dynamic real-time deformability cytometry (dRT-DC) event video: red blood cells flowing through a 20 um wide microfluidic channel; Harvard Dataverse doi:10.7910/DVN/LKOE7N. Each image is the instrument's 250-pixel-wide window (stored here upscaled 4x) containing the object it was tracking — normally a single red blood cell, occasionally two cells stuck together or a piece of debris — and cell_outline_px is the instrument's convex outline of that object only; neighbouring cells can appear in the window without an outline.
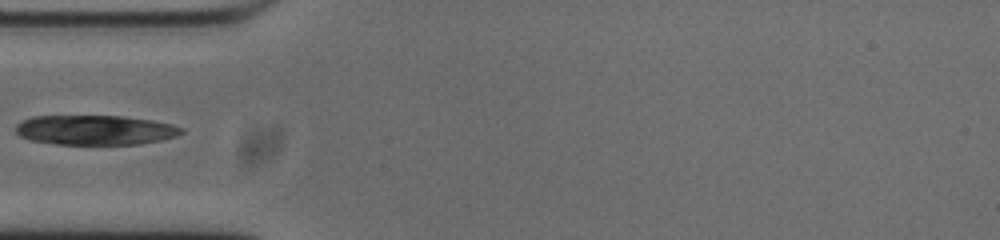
{"species": "common noctule bat (a hibernating species)", "species_latin": "Nyctalus noctula", "temperature_condition": "cold", "stored_images_in_passage": 12, "camera_frame_rate_fps": 3000, "um_per_image_px": 0.085, "animal": {"sex": "male", "body_mass_g": 20.0, "forearm_length_mm": 53.3}, "frame": {"image": 1, "passage_image": 1, "time_ms": 0.0, "image_size_px": [1000, 240], "cell_outline_px": [[184, 132], [176, 136], [160, 140], [136, 144], [56, 144], [28, 140], [20, 136], [16, 132], [16, 124], [32, 116], [124, 116], [152, 120], [172, 124], [180, 128]], "centroid_in_image_um": [8.06, 11.05], "position_along_channel_um": 76.9, "area_um2": 28.61}}